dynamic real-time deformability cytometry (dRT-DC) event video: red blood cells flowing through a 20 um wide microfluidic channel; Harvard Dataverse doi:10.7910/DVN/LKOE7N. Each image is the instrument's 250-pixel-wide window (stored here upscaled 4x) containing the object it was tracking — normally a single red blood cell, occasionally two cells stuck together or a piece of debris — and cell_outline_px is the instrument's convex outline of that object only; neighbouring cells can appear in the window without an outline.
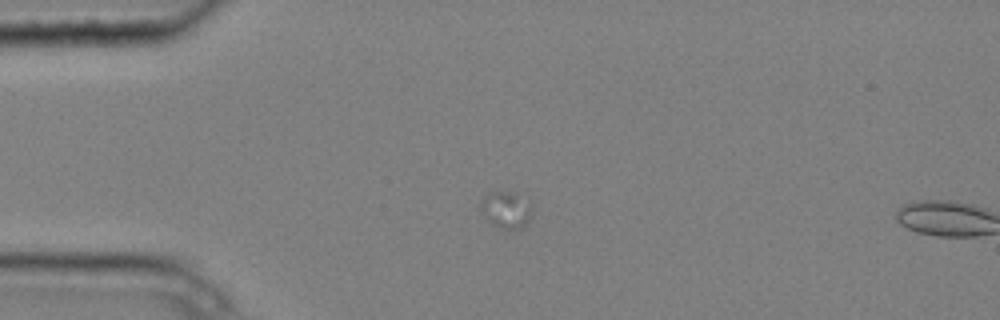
{"species": "common noctule bat (a hibernating species)", "species_latin": "Nyctalus noctula", "temperature_condition": "cold", "stored_images_in_passage": 3, "segment_of_instrument_passage": [1, 2], "camera_frame_rate_fps": 3000, "um_per_image_px": 0.085, "animal": {"sex": "male", "body_mass_g": 20.4}, "frame": {"image": 1, "passage_image": 2, "time_ms": 0.333, "image_size_px": [1000, 320], "cell_outline_px": [[532, 204], [528, 220], [524, 228], [500, 228], [492, 224], [480, 208], [480, 200], [484, 196], [492, 192], [512, 192]], "centroid_in_image_um": [43.01, 17.83], "position_along_channel_um": 42.0, "area_um2": 10.64}}